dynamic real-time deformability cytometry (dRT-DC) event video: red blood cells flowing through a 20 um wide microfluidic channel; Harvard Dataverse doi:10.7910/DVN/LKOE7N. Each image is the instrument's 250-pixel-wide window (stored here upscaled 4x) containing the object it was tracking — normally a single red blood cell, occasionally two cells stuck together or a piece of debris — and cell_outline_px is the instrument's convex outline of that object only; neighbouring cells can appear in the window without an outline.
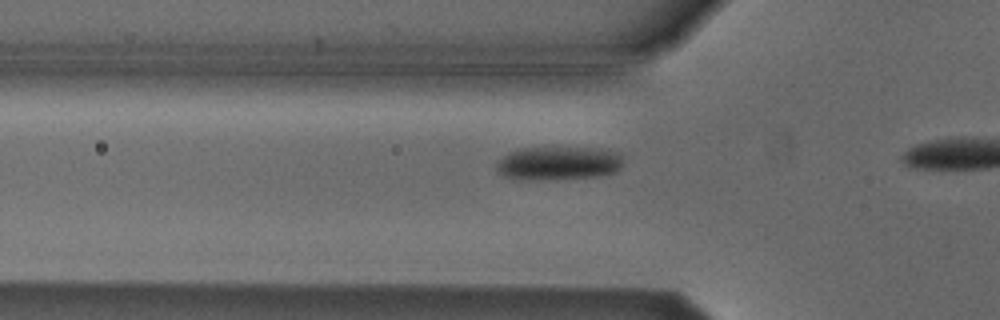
{"species": "Egyptian fruit bat (a non-hibernating species)", "species_latin": "Rousettus aegyptiacus", "temperature_condition": "cold", "stored_images_in_passage": 6, "camera_frame_rate_fps": 3000, "um_per_image_px": 0.085, "animal": {"sex": "male"}, "frame": {"image": 1, "passage_image": 4, "time_ms": 1.0, "image_size_px": [1000, 320], "cell_outline_px": [[624, 164], [616, 172], [600, 176], [556, 180], [512, 180], [496, 172], [496, 164], [508, 152], [520, 148], [600, 148], [620, 152], [624, 156]], "centroid_in_image_um": [47.5, 13.9], "position_along_channel_um": 78.3, "area_um2": 25.61}}